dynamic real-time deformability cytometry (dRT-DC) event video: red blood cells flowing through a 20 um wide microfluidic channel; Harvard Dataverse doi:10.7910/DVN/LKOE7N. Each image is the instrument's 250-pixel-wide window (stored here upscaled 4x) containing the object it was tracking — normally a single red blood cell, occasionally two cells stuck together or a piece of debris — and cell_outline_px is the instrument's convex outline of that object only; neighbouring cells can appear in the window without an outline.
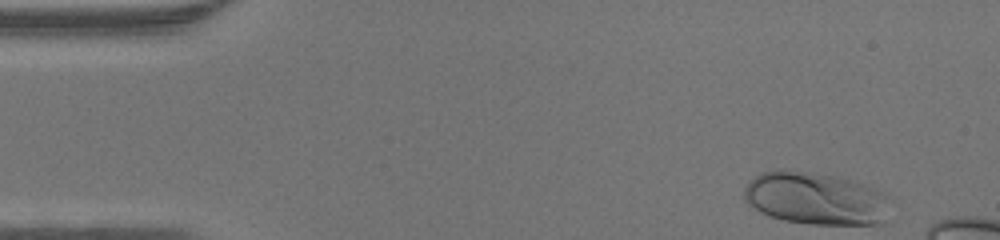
{"species": "human", "species_latin": "Homo sapiens", "temperature_condition": "warm", "stored_images_in_passage": 35, "camera_frame_rate_fps": 3000, "um_per_image_px": 0.085, "donor": {"sex": "male"}, "frame": {"image": 1, "passage_image": 1, "time_ms": 0.0, "image_size_px": [1000, 240], "cell_outline_px": [[884, 200], [880, 224], [812, 224], [784, 220], [760, 212], [748, 204], [744, 200], [744, 188], [756, 176], [764, 172], [808, 172], [832, 176], [848, 180], [872, 188], [880, 192], [884, 196]], "centroid_in_image_um": [69.2, 16.9], "position_along_channel_um": 15.8, "area_um2": 42.66}}
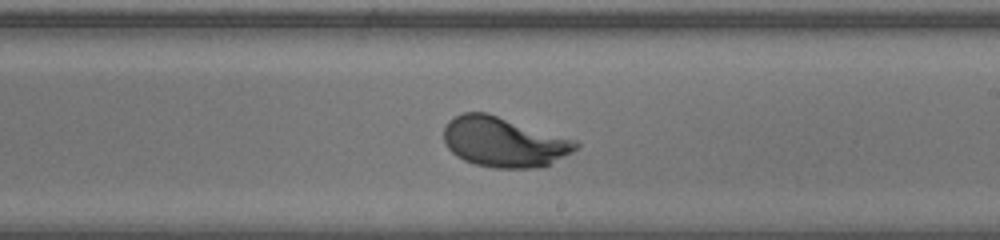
{"frame": {"image": 2, "passage_image": 24, "time_ms": 7.667, "image_size_px": [1000, 240], "cell_outline_px": [[580, 144], [572, 152], [548, 164], [536, 168], [492, 168], [476, 164], [464, 160], [456, 156], [448, 148], [444, 140], [444, 128], [448, 120], [464, 112], [488, 112], [576, 140]], "centroid_in_image_um": [42.81, 12.06], "position_along_channel_um": 246.2, "area_um2": 38.44}}
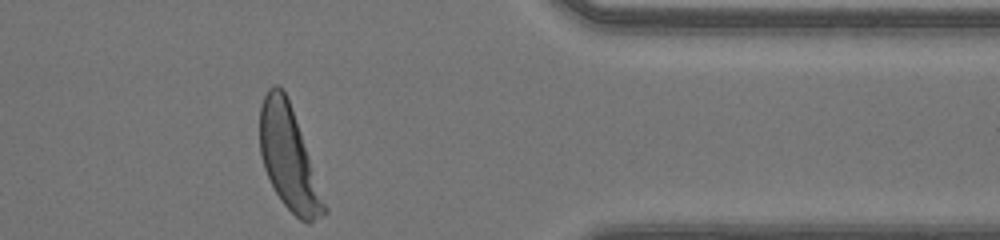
{"frame": {"image": 3, "passage_image": 35, "time_ms": 11.333, "image_size_px": [1000, 240], "cell_outline_px": [[328, 212], [308, 224], [300, 220], [280, 200], [264, 168], [260, 152], [260, 104], [268, 88], [276, 84], [284, 92], [288, 100], [328, 208]], "centroid_in_image_um": [24.53, 13.47], "position_along_channel_um": 386.9, "area_um2": 37.69}}